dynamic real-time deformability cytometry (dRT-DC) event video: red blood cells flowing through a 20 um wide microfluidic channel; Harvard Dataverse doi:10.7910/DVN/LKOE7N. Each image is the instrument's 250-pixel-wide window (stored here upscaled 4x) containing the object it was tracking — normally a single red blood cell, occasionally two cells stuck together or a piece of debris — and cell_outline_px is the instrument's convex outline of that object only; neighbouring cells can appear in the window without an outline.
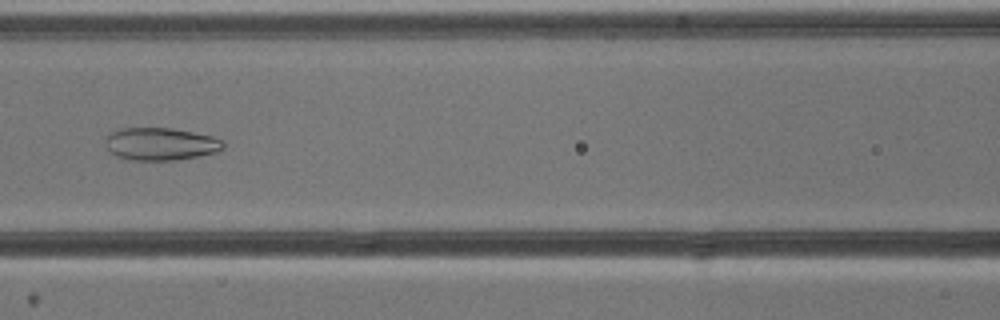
{"species": "common noctule bat (a hibernating species)", "species_latin": "Nyctalus noctula", "temperature_condition": "cold", "stored_images_in_passage": 9, "camera_frame_rate_fps": 3000, "um_per_image_px": 0.085, "animal": {"sex": "male", "body_mass_g": 13.3}, "frame": {"image": 1, "passage_image": 6, "time_ms": 6.667, "image_size_px": [1000, 320], "cell_outline_px": [[224, 148], [216, 152], [176, 160], [128, 160], [116, 156], [108, 148], [104, 140], [112, 132], [120, 128], [172, 128], [212, 136], [220, 140], [224, 144]], "centroid_in_image_um": [13.63, 12.24], "position_along_channel_um": 153.0, "area_um2": 22.2}}